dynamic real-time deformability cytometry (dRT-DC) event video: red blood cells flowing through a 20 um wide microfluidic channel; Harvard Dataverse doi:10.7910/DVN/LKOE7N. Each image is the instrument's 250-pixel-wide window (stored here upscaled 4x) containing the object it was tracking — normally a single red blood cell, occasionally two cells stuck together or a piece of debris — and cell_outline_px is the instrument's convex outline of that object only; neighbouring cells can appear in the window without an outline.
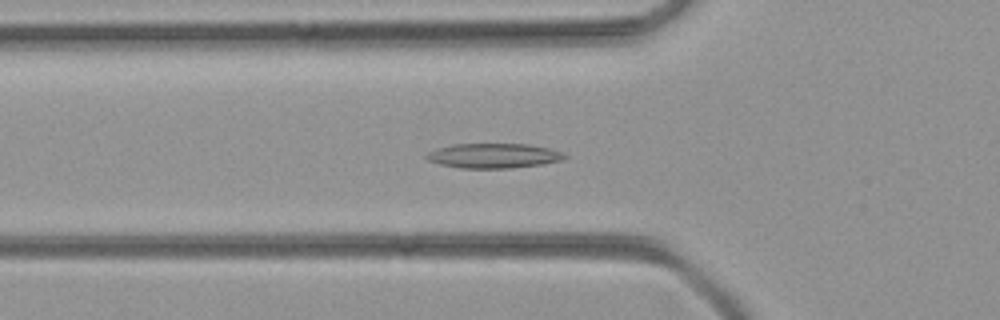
{"species": "common noctule bat (a hibernating species)", "species_latin": "Nyctalus noctula", "temperature_condition": "room temperature", "stored_images_in_passage": 51, "camera_frame_rate_fps": 3000, "um_per_image_px": 0.085, "animal": {"sex": "female", "body_mass_g": 21.9}, "frame": {"image": 1, "passage_image": 17, "time_ms": 5.333, "image_size_px": [1000, 320], "cell_outline_px": [[568, 156], [560, 160], [540, 164], [512, 168], [460, 168], [440, 164], [428, 160], [424, 156], [428, 152], [436, 148], [452, 144], [528, 144], [548, 148], [560, 152]], "centroid_in_image_um": [41.89, 13.23], "position_along_channel_um": 83.9, "area_um2": 19.77}}
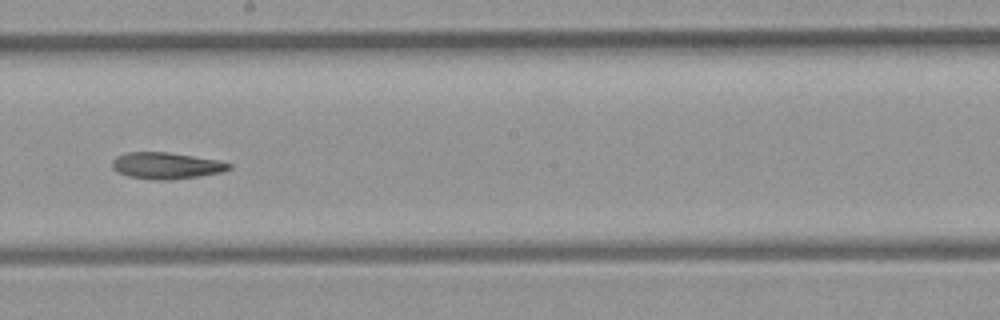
{"frame": {"image": 2, "passage_image": 28, "time_ms": 9.0, "image_size_px": [1000, 320], "cell_outline_px": [[232, 168], [220, 172], [172, 180], [152, 180], [128, 176], [112, 168], [112, 160], [116, 156], [128, 152], [168, 152], [220, 160], [232, 164]], "centroid_in_image_um": [14.13, 14.07], "position_along_channel_um": 234.1, "area_um2": 18.03}}
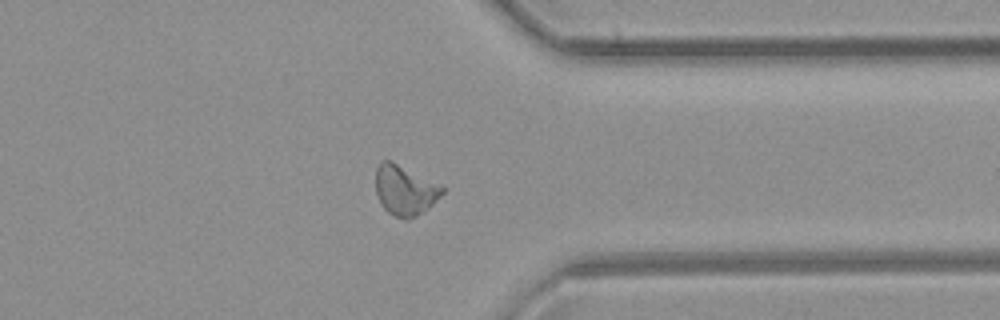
{"frame": {"image": 3, "passage_image": 39, "time_ms": 12.667, "image_size_px": [1000, 320], "cell_outline_px": [[444, 192], [428, 208], [416, 216], [408, 220], [404, 220], [388, 212], [380, 204], [376, 192], [376, 168], [380, 160], [392, 160], [444, 188]], "centroid_in_image_um": [34.37, 16.17], "position_along_channel_um": 377.0, "area_um2": 19.19}}